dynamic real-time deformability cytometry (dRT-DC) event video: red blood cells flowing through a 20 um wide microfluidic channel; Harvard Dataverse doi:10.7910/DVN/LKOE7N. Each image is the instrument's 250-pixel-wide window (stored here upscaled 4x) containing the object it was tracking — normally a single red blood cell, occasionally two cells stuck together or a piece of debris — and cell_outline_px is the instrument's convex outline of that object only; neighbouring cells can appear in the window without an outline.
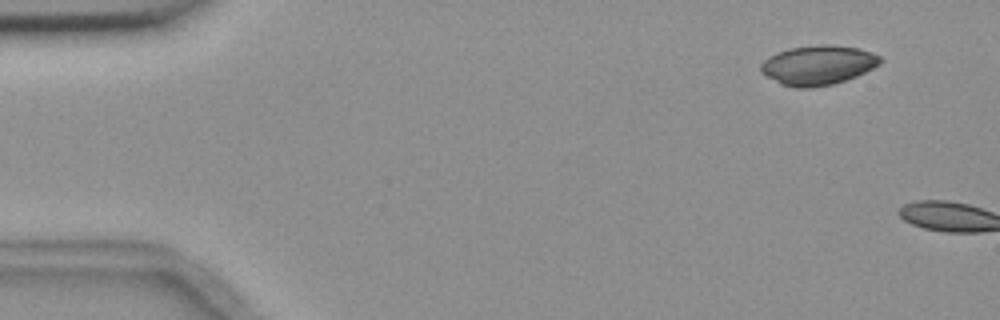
{"species": "common noctule bat (a hibernating species)", "species_latin": "Nyctalus noctula", "temperature_condition": "room temperature", "stored_images_in_passage": 4, "segment_of_instrument_passage": [2, 2], "camera_frame_rate_fps": 3000, "um_per_image_px": 0.085, "animal": {"sex": "female", "body_mass_g": 18.4}, "frame": {"image": 1, "passage_image": 4, "time_ms": 4.333, "image_size_px": [1000, 320], "cell_outline_px": [[884, 60], [880, 64], [856, 76], [832, 84], [808, 88], [796, 88], [780, 84], [760, 72], [760, 64], [764, 60], [788, 48], [816, 44], [832, 44], [856, 48], [872, 52], [880, 56]], "centroid_in_image_um": [69.53, 5.53], "position_along_channel_um": 15.5, "area_um2": 27.46}}